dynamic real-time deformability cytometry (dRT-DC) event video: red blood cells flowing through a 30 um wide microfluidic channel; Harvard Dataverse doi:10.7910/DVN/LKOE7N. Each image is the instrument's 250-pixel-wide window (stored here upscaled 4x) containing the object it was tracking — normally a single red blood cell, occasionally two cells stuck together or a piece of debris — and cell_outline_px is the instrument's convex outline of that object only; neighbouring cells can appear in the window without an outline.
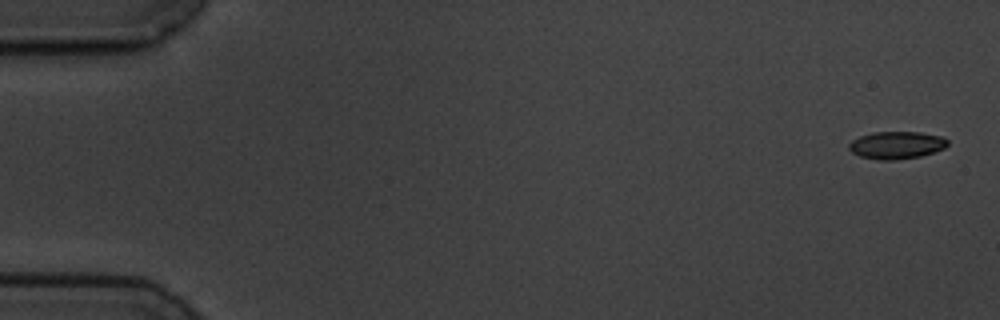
{"species": "common noctule bat (a hibernating species)", "species_latin": "Nyctalus noctula", "temperature_condition": "cold", "stored_images_in_passage": 8, "camera_frame_rate_fps": 3000, "um_per_image_px": 0.085, "animal": {"sex": "male", "body_mass_g": 19.5, "forearm_length_mm": 54.6}, "frame": {"image": 1, "passage_image": 1, "time_ms": 0.0, "image_size_px": [1000, 320], "cell_outline_px": [[948, 144], [944, 148], [920, 156], [896, 160], [880, 160], [860, 156], [852, 152], [848, 148], [848, 144], [852, 140], [860, 136], [872, 132], [920, 132], [944, 136], [948, 140]], "centroid_in_image_um": [76.2, 12.33], "position_along_channel_um": 8.8, "area_um2": 15.84}}
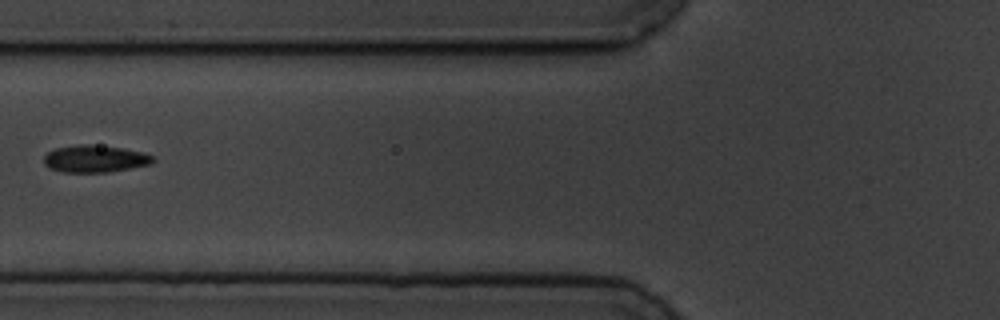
{"frame": {"image": 2, "passage_image": 7, "time_ms": 7.0, "image_size_px": [1000, 320], "cell_outline_px": [[156, 160], [152, 164], [108, 172], [64, 172], [48, 168], [44, 164], [44, 156], [48, 152], [56, 148], [80, 144], [88, 144], [120, 148], [144, 152], [152, 156]], "centroid_in_image_um": [8.07, 13.5], "position_along_channel_um": 117.7, "area_um2": 17.22}}
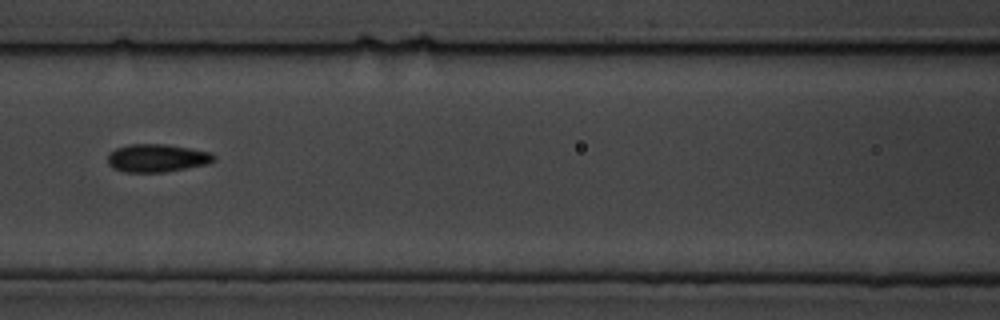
{"frame": {"image": 3, "passage_image": 8, "time_ms": 8.0, "image_size_px": [1000, 320], "cell_outline_px": [[216, 160], [208, 164], [164, 172], [124, 172], [112, 168], [108, 164], [108, 152], [116, 148], [128, 144], [168, 144], [192, 148], [212, 152], [216, 156]], "centroid_in_image_um": [13.36, 13.42], "position_along_channel_um": 153.2, "area_um2": 17.63}}